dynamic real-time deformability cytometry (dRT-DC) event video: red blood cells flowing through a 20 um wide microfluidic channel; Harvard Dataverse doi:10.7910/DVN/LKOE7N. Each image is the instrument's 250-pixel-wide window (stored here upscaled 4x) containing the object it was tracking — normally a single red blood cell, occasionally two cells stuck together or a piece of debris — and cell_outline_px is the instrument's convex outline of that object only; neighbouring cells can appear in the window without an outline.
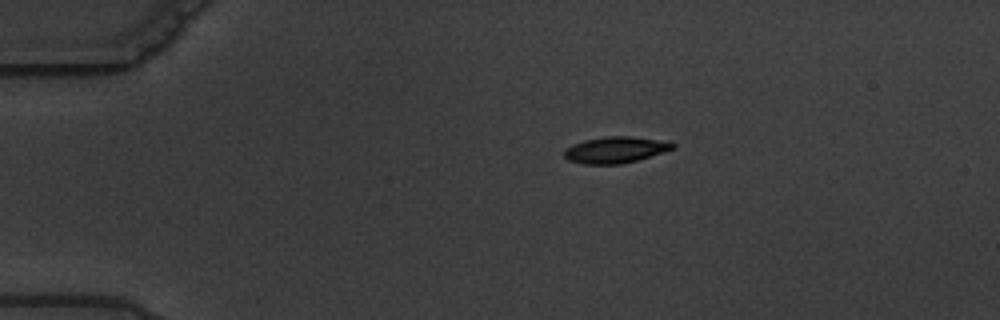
{"species": "common noctule bat (a hibernating species)", "species_latin": "Nyctalus noctula", "temperature_condition": "warm", "stored_images_in_passage": 3, "camera_frame_rate_fps": 3000, "um_per_image_px": 0.085, "animal": {"sex": "male", "body_mass_g": 19.5, "forearm_length_mm": 54.6}, "frame": {"image": 1, "passage_image": 1, "time_ms": 0.0, "image_size_px": [1000, 320], "cell_outline_px": [[676, 148], [636, 160], [620, 164], [584, 164], [568, 160], [564, 156], [564, 148], [572, 144], [584, 140], [608, 136], [628, 136], [668, 140], [676, 144]], "centroid_in_image_um": [52.32, 12.72], "position_along_channel_um": 32.7, "area_um2": 16.76}}